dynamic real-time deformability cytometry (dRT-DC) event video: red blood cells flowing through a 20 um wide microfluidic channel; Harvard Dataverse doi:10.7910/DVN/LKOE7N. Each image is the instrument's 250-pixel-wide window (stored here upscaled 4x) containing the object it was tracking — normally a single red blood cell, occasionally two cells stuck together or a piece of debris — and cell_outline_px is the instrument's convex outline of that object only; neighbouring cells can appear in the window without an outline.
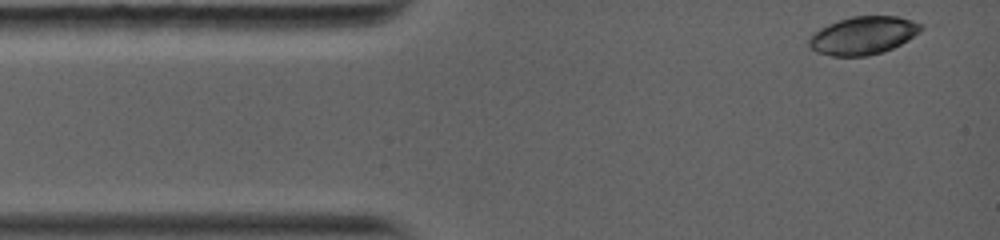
{"species": "common noctule bat (a hibernating species)", "species_latin": "Nyctalus noctula", "temperature_condition": "warm", "stored_images_in_passage": 23, "camera_frame_rate_fps": 5000, "um_per_image_px": 0.085, "animal": {"sex": "female", "body_mass_g": 19.0, "forearm_length_mm": 56.7}, "frame": {"image": 1, "passage_image": 1, "time_ms": 0.0, "image_size_px": [1000, 240], "cell_outline_px": [[928, 28], [908, 40], [884, 52], [868, 56], [832, 56], [816, 52], [808, 48], [808, 40], [812, 32], [828, 24], [852, 16], [896, 16], [912, 20], [924, 24]], "centroid_in_image_um": [73.39, 3.02], "position_along_channel_um": 11.6, "area_um2": 25.26}}
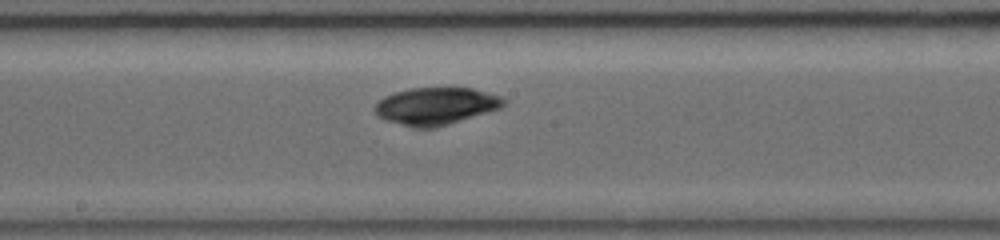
{"frame": {"image": 2, "passage_image": 14, "time_ms": 6.4, "image_size_px": [1000, 240], "cell_outline_px": [[508, 100], [500, 108], [488, 112], [436, 128], [412, 128], [384, 120], [376, 116], [376, 104], [384, 96], [396, 92], [412, 88], [472, 88], [500, 96]], "centroid_in_image_um": [37.04, 9.03], "position_along_channel_um": 211.2, "area_um2": 27.98}}
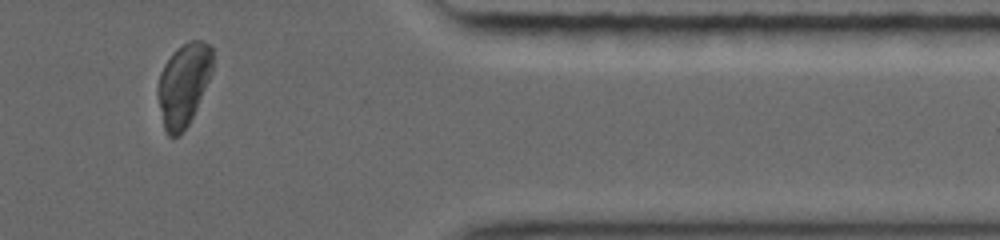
{"frame": {"image": 3, "passage_image": 23, "time_ms": 11.4, "image_size_px": [1000, 240], "cell_outline_px": [[212, 72], [196, 108], [188, 124], [180, 136], [172, 140], [168, 136], [164, 128], [156, 92], [156, 88], [160, 72], [164, 64], [172, 52], [176, 48], [192, 40], [204, 40], [212, 48]], "centroid_in_image_um": [15.57, 7.2], "position_along_channel_um": 395.8, "area_um2": 26.59}}